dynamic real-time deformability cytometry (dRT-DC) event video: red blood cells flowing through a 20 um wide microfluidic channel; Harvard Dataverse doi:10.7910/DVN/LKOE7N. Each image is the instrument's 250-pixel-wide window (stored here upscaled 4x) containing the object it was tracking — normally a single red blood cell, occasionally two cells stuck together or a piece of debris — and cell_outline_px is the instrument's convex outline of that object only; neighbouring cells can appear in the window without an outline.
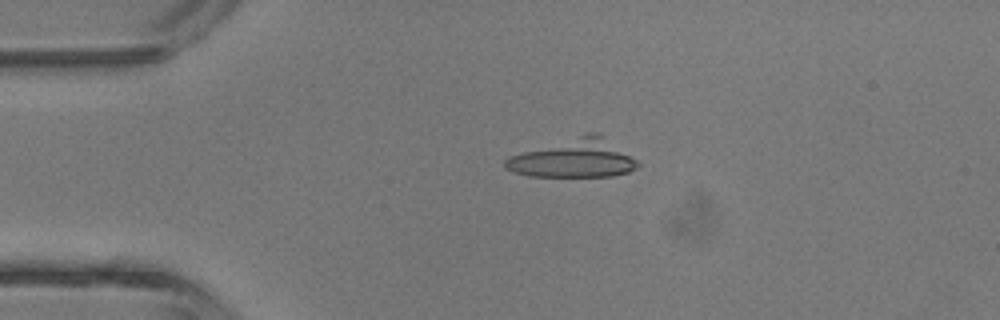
{"species": "common noctule bat (a hibernating species)", "species_latin": "Nyctalus noctula", "temperature_condition": "room temperature", "stored_images_in_passage": 4, "camera_frame_rate_fps": 3000, "um_per_image_px": 0.085, "animal": {"sex": "male", "body_mass_g": 13.3}, "frame": {"image": 1, "passage_image": 3, "time_ms": 2.333, "image_size_px": [1000, 320], "cell_outline_px": [[640, 164], [636, 168], [628, 172], [612, 176], [528, 176], [512, 172], [504, 168], [504, 160], [508, 156], [588, 132], [600, 132], [636, 160]], "centroid_in_image_um": [48.75, 13.46], "position_along_channel_um": 36.3, "area_um2": 29.59}}